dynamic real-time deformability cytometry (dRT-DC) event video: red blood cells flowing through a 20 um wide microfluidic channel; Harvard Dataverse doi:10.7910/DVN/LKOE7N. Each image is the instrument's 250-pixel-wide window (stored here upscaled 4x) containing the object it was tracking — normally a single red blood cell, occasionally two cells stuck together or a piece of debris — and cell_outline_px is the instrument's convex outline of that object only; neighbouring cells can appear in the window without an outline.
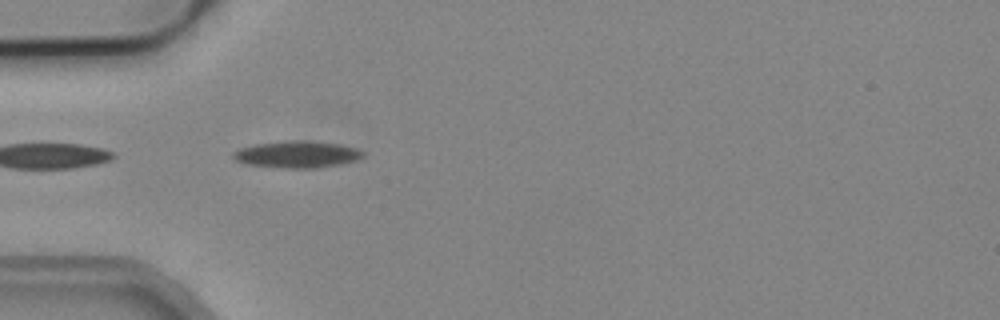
{"species": "common noctule bat (a hibernating species)", "species_latin": "Nyctalus noctula", "temperature_condition": "cold", "stored_images_in_passage": 8, "camera_frame_rate_fps": 3000, "um_per_image_px": 0.085, "animal": {"sex": "male", "body_mass_g": 19.2, "forearm_length_mm": 51.8}, "frame": {"image": 1, "passage_image": 4, "time_ms": 1.0, "image_size_px": [1000, 320], "cell_outline_px": [[364, 156], [356, 160], [340, 164], [316, 168], [284, 168], [248, 164], [236, 160], [232, 156], [232, 152], [240, 148], [256, 144], [288, 140], [304, 140], [340, 144], [356, 148], [364, 152]], "centroid_in_image_um": [25.26, 13.11], "position_along_channel_um": 59.7, "area_um2": 20.23}}
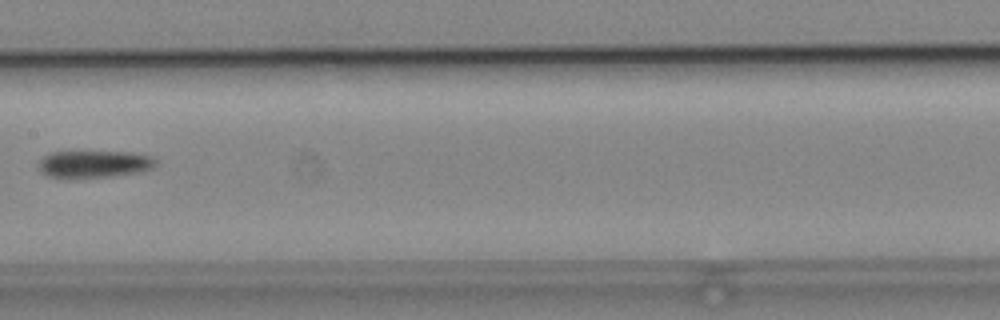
{"frame": {"image": 2, "passage_image": 7, "time_ms": 2.0, "image_size_px": [1000, 320], "cell_outline_px": [[156, 164], [152, 168], [140, 172], [112, 176], [68, 180], [48, 176], [40, 168], [40, 160], [44, 156], [52, 152], [128, 152], [152, 156], [156, 160]], "centroid_in_image_um": [8.0, 13.97], "position_along_channel_um": 199.4, "area_um2": 18.79}}
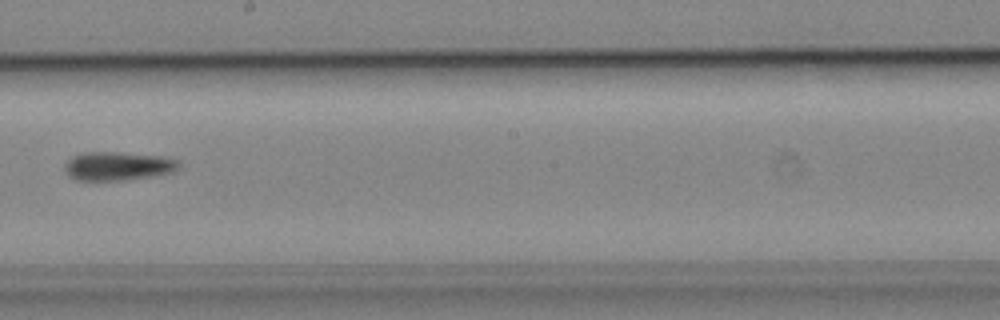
{"frame": {"image": 3, "passage_image": 8, "time_ms": 2.333, "image_size_px": [1000, 320], "cell_outline_px": [[180, 168], [172, 172], [152, 176], [120, 180], [76, 180], [68, 176], [64, 172], [64, 164], [72, 156], [84, 152], [116, 152], [160, 156], [180, 160]], "centroid_in_image_um": [9.99, 14.11], "position_along_channel_um": 238.2, "area_um2": 19.13}}